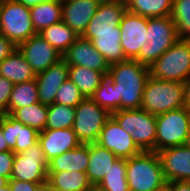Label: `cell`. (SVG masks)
Returning a JSON list of instances; mask_svg holds the SVG:
<instances>
[{"label": "cell", "mask_w": 190, "mask_h": 191, "mask_svg": "<svg viewBox=\"0 0 190 191\" xmlns=\"http://www.w3.org/2000/svg\"><path fill=\"white\" fill-rule=\"evenodd\" d=\"M149 76V67L135 59L110 65L108 77L116 84L117 111L140 108Z\"/></svg>", "instance_id": "obj_1"}, {"label": "cell", "mask_w": 190, "mask_h": 191, "mask_svg": "<svg viewBox=\"0 0 190 191\" xmlns=\"http://www.w3.org/2000/svg\"><path fill=\"white\" fill-rule=\"evenodd\" d=\"M126 178L130 191H162L167 183L154 151H142L126 159Z\"/></svg>", "instance_id": "obj_2"}, {"label": "cell", "mask_w": 190, "mask_h": 191, "mask_svg": "<svg viewBox=\"0 0 190 191\" xmlns=\"http://www.w3.org/2000/svg\"><path fill=\"white\" fill-rule=\"evenodd\" d=\"M184 106V82L148 77L144 87L141 109L153 115H158Z\"/></svg>", "instance_id": "obj_3"}, {"label": "cell", "mask_w": 190, "mask_h": 191, "mask_svg": "<svg viewBox=\"0 0 190 191\" xmlns=\"http://www.w3.org/2000/svg\"><path fill=\"white\" fill-rule=\"evenodd\" d=\"M147 30L148 42L143 44L135 60L142 65L150 67L180 37L171 16L149 17Z\"/></svg>", "instance_id": "obj_4"}, {"label": "cell", "mask_w": 190, "mask_h": 191, "mask_svg": "<svg viewBox=\"0 0 190 191\" xmlns=\"http://www.w3.org/2000/svg\"><path fill=\"white\" fill-rule=\"evenodd\" d=\"M149 74L158 80L185 82L190 76V40L179 39L149 67Z\"/></svg>", "instance_id": "obj_5"}, {"label": "cell", "mask_w": 190, "mask_h": 191, "mask_svg": "<svg viewBox=\"0 0 190 191\" xmlns=\"http://www.w3.org/2000/svg\"><path fill=\"white\" fill-rule=\"evenodd\" d=\"M120 127L131 134L141 151L155 152L156 115L139 109H124L111 113Z\"/></svg>", "instance_id": "obj_6"}, {"label": "cell", "mask_w": 190, "mask_h": 191, "mask_svg": "<svg viewBox=\"0 0 190 191\" xmlns=\"http://www.w3.org/2000/svg\"><path fill=\"white\" fill-rule=\"evenodd\" d=\"M190 109L186 106L156 115L155 152L186 143Z\"/></svg>", "instance_id": "obj_7"}, {"label": "cell", "mask_w": 190, "mask_h": 191, "mask_svg": "<svg viewBox=\"0 0 190 191\" xmlns=\"http://www.w3.org/2000/svg\"><path fill=\"white\" fill-rule=\"evenodd\" d=\"M0 33L16 46L37 34L33 27L29 7L17 0H2Z\"/></svg>", "instance_id": "obj_8"}, {"label": "cell", "mask_w": 190, "mask_h": 191, "mask_svg": "<svg viewBox=\"0 0 190 191\" xmlns=\"http://www.w3.org/2000/svg\"><path fill=\"white\" fill-rule=\"evenodd\" d=\"M111 114L91 98H85L75 107V120L72 126L82 144L96 143L106 120Z\"/></svg>", "instance_id": "obj_9"}, {"label": "cell", "mask_w": 190, "mask_h": 191, "mask_svg": "<svg viewBox=\"0 0 190 191\" xmlns=\"http://www.w3.org/2000/svg\"><path fill=\"white\" fill-rule=\"evenodd\" d=\"M49 162L39 143L25 152L15 154L11 179L43 184L48 179Z\"/></svg>", "instance_id": "obj_10"}, {"label": "cell", "mask_w": 190, "mask_h": 191, "mask_svg": "<svg viewBox=\"0 0 190 191\" xmlns=\"http://www.w3.org/2000/svg\"><path fill=\"white\" fill-rule=\"evenodd\" d=\"M126 11L125 0H102L82 37H95V33L121 32L119 24Z\"/></svg>", "instance_id": "obj_11"}, {"label": "cell", "mask_w": 190, "mask_h": 191, "mask_svg": "<svg viewBox=\"0 0 190 191\" xmlns=\"http://www.w3.org/2000/svg\"><path fill=\"white\" fill-rule=\"evenodd\" d=\"M121 46L127 59H135L144 43L148 42V18L126 11L119 24Z\"/></svg>", "instance_id": "obj_12"}, {"label": "cell", "mask_w": 190, "mask_h": 191, "mask_svg": "<svg viewBox=\"0 0 190 191\" xmlns=\"http://www.w3.org/2000/svg\"><path fill=\"white\" fill-rule=\"evenodd\" d=\"M96 143L110 150L118 158L128 159L142 152L131 134L125 132L112 116L106 120Z\"/></svg>", "instance_id": "obj_13"}, {"label": "cell", "mask_w": 190, "mask_h": 191, "mask_svg": "<svg viewBox=\"0 0 190 191\" xmlns=\"http://www.w3.org/2000/svg\"><path fill=\"white\" fill-rule=\"evenodd\" d=\"M17 48L23 54L35 74L47 70L63 58L39 33L20 43Z\"/></svg>", "instance_id": "obj_14"}, {"label": "cell", "mask_w": 190, "mask_h": 191, "mask_svg": "<svg viewBox=\"0 0 190 191\" xmlns=\"http://www.w3.org/2000/svg\"><path fill=\"white\" fill-rule=\"evenodd\" d=\"M68 66H82L97 70L108 76L110 65L88 39L79 36L63 54Z\"/></svg>", "instance_id": "obj_15"}, {"label": "cell", "mask_w": 190, "mask_h": 191, "mask_svg": "<svg viewBox=\"0 0 190 191\" xmlns=\"http://www.w3.org/2000/svg\"><path fill=\"white\" fill-rule=\"evenodd\" d=\"M157 154L167 182H190V147L178 145L160 150Z\"/></svg>", "instance_id": "obj_16"}, {"label": "cell", "mask_w": 190, "mask_h": 191, "mask_svg": "<svg viewBox=\"0 0 190 191\" xmlns=\"http://www.w3.org/2000/svg\"><path fill=\"white\" fill-rule=\"evenodd\" d=\"M0 124L5 141L15 154L25 152L38 143L39 132L22 124L9 114L0 115Z\"/></svg>", "instance_id": "obj_17"}, {"label": "cell", "mask_w": 190, "mask_h": 191, "mask_svg": "<svg viewBox=\"0 0 190 191\" xmlns=\"http://www.w3.org/2000/svg\"><path fill=\"white\" fill-rule=\"evenodd\" d=\"M69 77V66L62 58L47 70L36 74L38 100L42 104L55 103L57 91Z\"/></svg>", "instance_id": "obj_18"}, {"label": "cell", "mask_w": 190, "mask_h": 191, "mask_svg": "<svg viewBox=\"0 0 190 191\" xmlns=\"http://www.w3.org/2000/svg\"><path fill=\"white\" fill-rule=\"evenodd\" d=\"M102 0H62V21L82 36Z\"/></svg>", "instance_id": "obj_19"}, {"label": "cell", "mask_w": 190, "mask_h": 191, "mask_svg": "<svg viewBox=\"0 0 190 191\" xmlns=\"http://www.w3.org/2000/svg\"><path fill=\"white\" fill-rule=\"evenodd\" d=\"M38 143L41 145L48 162L81 144L72 128L44 129L39 132Z\"/></svg>", "instance_id": "obj_20"}, {"label": "cell", "mask_w": 190, "mask_h": 191, "mask_svg": "<svg viewBox=\"0 0 190 191\" xmlns=\"http://www.w3.org/2000/svg\"><path fill=\"white\" fill-rule=\"evenodd\" d=\"M89 161V144H80L49 161L48 172L79 171L86 173Z\"/></svg>", "instance_id": "obj_21"}, {"label": "cell", "mask_w": 190, "mask_h": 191, "mask_svg": "<svg viewBox=\"0 0 190 191\" xmlns=\"http://www.w3.org/2000/svg\"><path fill=\"white\" fill-rule=\"evenodd\" d=\"M118 157L97 143L89 144V161L86 174L92 185H98Z\"/></svg>", "instance_id": "obj_22"}, {"label": "cell", "mask_w": 190, "mask_h": 191, "mask_svg": "<svg viewBox=\"0 0 190 191\" xmlns=\"http://www.w3.org/2000/svg\"><path fill=\"white\" fill-rule=\"evenodd\" d=\"M29 9L36 33L62 21V0H43Z\"/></svg>", "instance_id": "obj_23"}, {"label": "cell", "mask_w": 190, "mask_h": 191, "mask_svg": "<svg viewBox=\"0 0 190 191\" xmlns=\"http://www.w3.org/2000/svg\"><path fill=\"white\" fill-rule=\"evenodd\" d=\"M0 75L13 84L36 78L35 72L18 48L0 63Z\"/></svg>", "instance_id": "obj_24"}, {"label": "cell", "mask_w": 190, "mask_h": 191, "mask_svg": "<svg viewBox=\"0 0 190 191\" xmlns=\"http://www.w3.org/2000/svg\"><path fill=\"white\" fill-rule=\"evenodd\" d=\"M92 42L109 65L127 60L121 46V32L95 33V37H83Z\"/></svg>", "instance_id": "obj_25"}, {"label": "cell", "mask_w": 190, "mask_h": 191, "mask_svg": "<svg viewBox=\"0 0 190 191\" xmlns=\"http://www.w3.org/2000/svg\"><path fill=\"white\" fill-rule=\"evenodd\" d=\"M47 181L57 191H87L92 184L84 172H48Z\"/></svg>", "instance_id": "obj_26"}, {"label": "cell", "mask_w": 190, "mask_h": 191, "mask_svg": "<svg viewBox=\"0 0 190 191\" xmlns=\"http://www.w3.org/2000/svg\"><path fill=\"white\" fill-rule=\"evenodd\" d=\"M106 76L94 69L69 66V79L78 87L85 98H90Z\"/></svg>", "instance_id": "obj_27"}, {"label": "cell", "mask_w": 190, "mask_h": 191, "mask_svg": "<svg viewBox=\"0 0 190 191\" xmlns=\"http://www.w3.org/2000/svg\"><path fill=\"white\" fill-rule=\"evenodd\" d=\"M127 11L142 17L171 16L173 0H125Z\"/></svg>", "instance_id": "obj_28"}, {"label": "cell", "mask_w": 190, "mask_h": 191, "mask_svg": "<svg viewBox=\"0 0 190 191\" xmlns=\"http://www.w3.org/2000/svg\"><path fill=\"white\" fill-rule=\"evenodd\" d=\"M39 35H41L61 55H63L79 37L63 21L46 27L39 33Z\"/></svg>", "instance_id": "obj_29"}, {"label": "cell", "mask_w": 190, "mask_h": 191, "mask_svg": "<svg viewBox=\"0 0 190 191\" xmlns=\"http://www.w3.org/2000/svg\"><path fill=\"white\" fill-rule=\"evenodd\" d=\"M38 102L36 79L16 83L13 85L9 98L8 114L10 115L15 109L27 107Z\"/></svg>", "instance_id": "obj_30"}, {"label": "cell", "mask_w": 190, "mask_h": 191, "mask_svg": "<svg viewBox=\"0 0 190 191\" xmlns=\"http://www.w3.org/2000/svg\"><path fill=\"white\" fill-rule=\"evenodd\" d=\"M48 105L41 102L15 109L10 116L22 124L41 132L45 129L47 122Z\"/></svg>", "instance_id": "obj_31"}, {"label": "cell", "mask_w": 190, "mask_h": 191, "mask_svg": "<svg viewBox=\"0 0 190 191\" xmlns=\"http://www.w3.org/2000/svg\"><path fill=\"white\" fill-rule=\"evenodd\" d=\"M98 186L105 191H130L126 178V159L118 158Z\"/></svg>", "instance_id": "obj_32"}, {"label": "cell", "mask_w": 190, "mask_h": 191, "mask_svg": "<svg viewBox=\"0 0 190 191\" xmlns=\"http://www.w3.org/2000/svg\"><path fill=\"white\" fill-rule=\"evenodd\" d=\"M74 120V107L53 103L51 105H48V114L45 129L72 128Z\"/></svg>", "instance_id": "obj_33"}, {"label": "cell", "mask_w": 190, "mask_h": 191, "mask_svg": "<svg viewBox=\"0 0 190 191\" xmlns=\"http://www.w3.org/2000/svg\"><path fill=\"white\" fill-rule=\"evenodd\" d=\"M90 98L110 114L117 111L116 84L108 76L103 79Z\"/></svg>", "instance_id": "obj_34"}, {"label": "cell", "mask_w": 190, "mask_h": 191, "mask_svg": "<svg viewBox=\"0 0 190 191\" xmlns=\"http://www.w3.org/2000/svg\"><path fill=\"white\" fill-rule=\"evenodd\" d=\"M171 18L180 39L190 40V0H173Z\"/></svg>", "instance_id": "obj_35"}, {"label": "cell", "mask_w": 190, "mask_h": 191, "mask_svg": "<svg viewBox=\"0 0 190 191\" xmlns=\"http://www.w3.org/2000/svg\"><path fill=\"white\" fill-rule=\"evenodd\" d=\"M84 99L78 87L68 78L57 91L55 103L75 108Z\"/></svg>", "instance_id": "obj_36"}, {"label": "cell", "mask_w": 190, "mask_h": 191, "mask_svg": "<svg viewBox=\"0 0 190 191\" xmlns=\"http://www.w3.org/2000/svg\"><path fill=\"white\" fill-rule=\"evenodd\" d=\"M13 83L0 75V115L8 114V103Z\"/></svg>", "instance_id": "obj_37"}, {"label": "cell", "mask_w": 190, "mask_h": 191, "mask_svg": "<svg viewBox=\"0 0 190 191\" xmlns=\"http://www.w3.org/2000/svg\"><path fill=\"white\" fill-rule=\"evenodd\" d=\"M15 153L12 150L0 152V176L11 179Z\"/></svg>", "instance_id": "obj_38"}, {"label": "cell", "mask_w": 190, "mask_h": 191, "mask_svg": "<svg viewBox=\"0 0 190 191\" xmlns=\"http://www.w3.org/2000/svg\"><path fill=\"white\" fill-rule=\"evenodd\" d=\"M9 185H10L12 191H36L37 187L40 184L32 183L29 181L10 179Z\"/></svg>", "instance_id": "obj_39"}, {"label": "cell", "mask_w": 190, "mask_h": 191, "mask_svg": "<svg viewBox=\"0 0 190 191\" xmlns=\"http://www.w3.org/2000/svg\"><path fill=\"white\" fill-rule=\"evenodd\" d=\"M16 49L17 46L0 33V63Z\"/></svg>", "instance_id": "obj_40"}, {"label": "cell", "mask_w": 190, "mask_h": 191, "mask_svg": "<svg viewBox=\"0 0 190 191\" xmlns=\"http://www.w3.org/2000/svg\"><path fill=\"white\" fill-rule=\"evenodd\" d=\"M166 191H190L188 181H170L166 183Z\"/></svg>", "instance_id": "obj_41"}, {"label": "cell", "mask_w": 190, "mask_h": 191, "mask_svg": "<svg viewBox=\"0 0 190 191\" xmlns=\"http://www.w3.org/2000/svg\"><path fill=\"white\" fill-rule=\"evenodd\" d=\"M185 85V106L190 109V76L184 82Z\"/></svg>", "instance_id": "obj_42"}, {"label": "cell", "mask_w": 190, "mask_h": 191, "mask_svg": "<svg viewBox=\"0 0 190 191\" xmlns=\"http://www.w3.org/2000/svg\"><path fill=\"white\" fill-rule=\"evenodd\" d=\"M5 140L6 139L3 136L2 128H1V124H0V152H5V151H8V150H11L8 147V144H7V142Z\"/></svg>", "instance_id": "obj_43"}, {"label": "cell", "mask_w": 190, "mask_h": 191, "mask_svg": "<svg viewBox=\"0 0 190 191\" xmlns=\"http://www.w3.org/2000/svg\"><path fill=\"white\" fill-rule=\"evenodd\" d=\"M36 191H57L48 181L40 184Z\"/></svg>", "instance_id": "obj_44"}, {"label": "cell", "mask_w": 190, "mask_h": 191, "mask_svg": "<svg viewBox=\"0 0 190 191\" xmlns=\"http://www.w3.org/2000/svg\"><path fill=\"white\" fill-rule=\"evenodd\" d=\"M17 1H19L21 4H23L27 7H31V6L38 4L39 2H41L43 0H17Z\"/></svg>", "instance_id": "obj_45"}, {"label": "cell", "mask_w": 190, "mask_h": 191, "mask_svg": "<svg viewBox=\"0 0 190 191\" xmlns=\"http://www.w3.org/2000/svg\"><path fill=\"white\" fill-rule=\"evenodd\" d=\"M9 183V180L6 177L0 176V188L6 186Z\"/></svg>", "instance_id": "obj_46"}, {"label": "cell", "mask_w": 190, "mask_h": 191, "mask_svg": "<svg viewBox=\"0 0 190 191\" xmlns=\"http://www.w3.org/2000/svg\"><path fill=\"white\" fill-rule=\"evenodd\" d=\"M87 191H105L98 185H92Z\"/></svg>", "instance_id": "obj_47"}, {"label": "cell", "mask_w": 190, "mask_h": 191, "mask_svg": "<svg viewBox=\"0 0 190 191\" xmlns=\"http://www.w3.org/2000/svg\"><path fill=\"white\" fill-rule=\"evenodd\" d=\"M0 191H12V190H11V187H10V185L8 183L6 186L0 188Z\"/></svg>", "instance_id": "obj_48"}, {"label": "cell", "mask_w": 190, "mask_h": 191, "mask_svg": "<svg viewBox=\"0 0 190 191\" xmlns=\"http://www.w3.org/2000/svg\"><path fill=\"white\" fill-rule=\"evenodd\" d=\"M188 147H190V129H189V133H188V137L185 143Z\"/></svg>", "instance_id": "obj_49"}]
</instances>
